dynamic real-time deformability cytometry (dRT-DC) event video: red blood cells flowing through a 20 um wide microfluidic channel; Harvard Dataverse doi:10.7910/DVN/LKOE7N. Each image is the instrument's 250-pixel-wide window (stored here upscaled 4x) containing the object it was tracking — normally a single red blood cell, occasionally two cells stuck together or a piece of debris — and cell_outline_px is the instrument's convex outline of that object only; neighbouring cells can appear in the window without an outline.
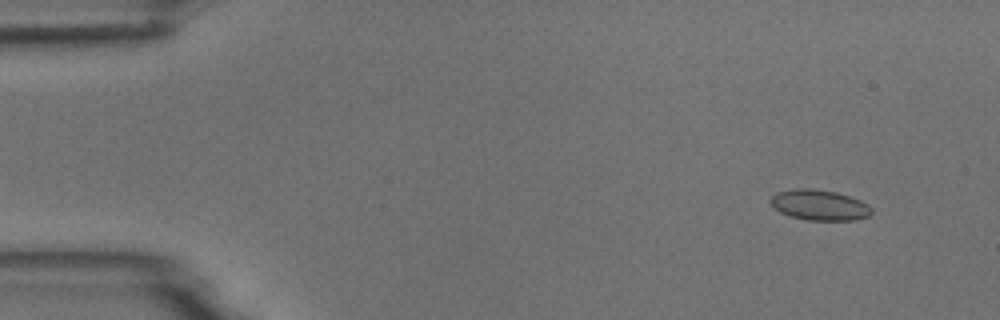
{"species": "common noctule bat (a hibernating species)", "species_latin": "Nyctalus noctula", "temperature_condition": "room temperature", "stored_images_in_passage": 3, "camera_frame_rate_fps": 3000, "um_per_image_px": 0.085, "animal": {"sex": "male", "body_mass_g": 18.8}, "frame": {"image": 1, "passage_image": 2, "time_ms": 1.0, "image_size_px": [1000, 320], "cell_outline_px": [[872, 212], [868, 216], [856, 220], [808, 220], [792, 216], [780, 212], [772, 208], [772, 196], [776, 192], [792, 188], [812, 188], [836, 192], [860, 200], [868, 204], [872, 208]], "centroid_in_image_um": [69.65, 17.42], "position_along_channel_um": 15.3, "area_um2": 17.98}}